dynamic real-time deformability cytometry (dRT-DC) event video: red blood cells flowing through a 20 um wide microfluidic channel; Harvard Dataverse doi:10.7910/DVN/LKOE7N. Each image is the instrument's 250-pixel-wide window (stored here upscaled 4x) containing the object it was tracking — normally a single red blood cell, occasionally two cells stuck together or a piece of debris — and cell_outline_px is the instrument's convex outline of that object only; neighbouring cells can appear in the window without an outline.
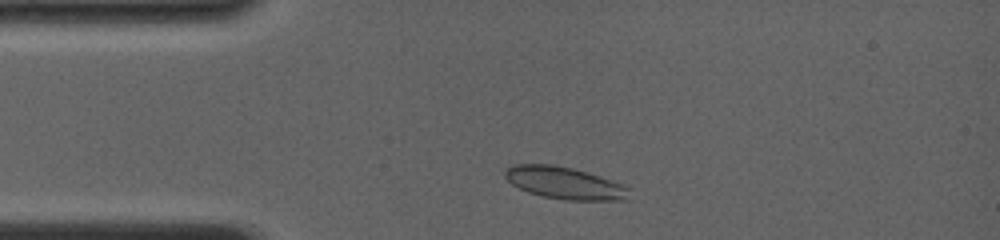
{"species": "common noctule bat (a hibernating species)", "species_latin": "Nyctalus noctula", "temperature_condition": "room temperature", "stored_images_in_passage": 4, "camera_frame_rate_fps": 4000, "um_per_image_px": 0.085, "animal": {"sex": "female", "body_mass_g": 19.0, "forearm_length_mm": 56.7}, "frame": {"image": 1, "passage_image": 2, "time_ms": 0.75, "image_size_px": [1000, 240], "cell_outline_px": [[632, 200], [564, 200], [544, 196], [528, 192], [512, 184], [504, 176], [504, 168], [512, 164], [552, 164], [572, 168], [588, 172], [624, 184], [628, 188]], "centroid_in_image_um": [48.01, 15.55], "position_along_channel_um": 37.0, "area_um2": 23.52}}